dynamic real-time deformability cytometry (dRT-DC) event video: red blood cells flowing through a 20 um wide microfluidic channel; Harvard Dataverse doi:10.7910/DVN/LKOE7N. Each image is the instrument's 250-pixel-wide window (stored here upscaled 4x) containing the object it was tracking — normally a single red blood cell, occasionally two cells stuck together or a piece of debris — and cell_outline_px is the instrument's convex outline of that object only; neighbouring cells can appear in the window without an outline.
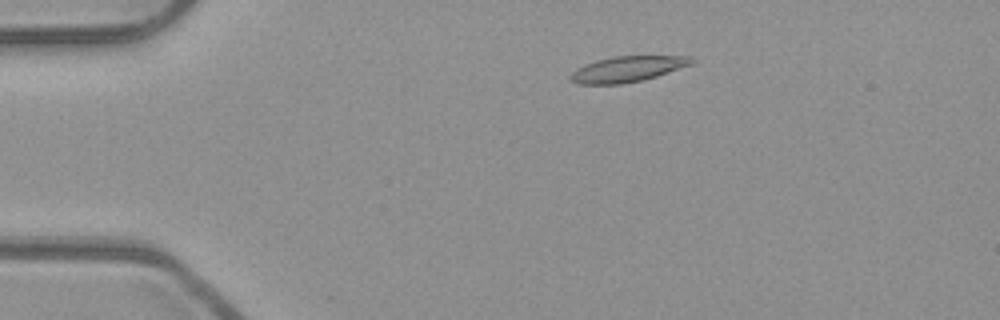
{"species": "common noctule bat (a hibernating species)", "species_latin": "Nyctalus noctula", "temperature_condition": "room temperature", "stored_images_in_passage": 50, "camera_frame_rate_fps": 3000, "um_per_image_px": 0.085, "animal": {"sex": "male", "body_mass_g": 23.1, "forearm_length_mm": 52.7}, "frame": {"image": 1, "passage_image": 8, "time_ms": 2.333, "image_size_px": [1000, 320], "cell_outline_px": [[696, 60], [692, 64], [656, 76], [640, 80], [620, 84], [580, 84], [568, 80], [568, 76], [576, 68], [584, 64], [596, 60], [612, 56], [692, 56]], "centroid_in_image_um": [53.29, 5.86], "position_along_channel_um": 31.7, "area_um2": 18.15}}
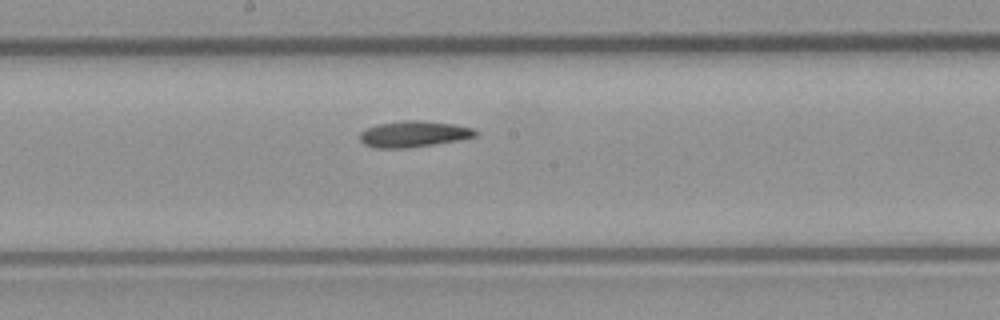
{"frame": {"image": 2, "passage_image": 26, "time_ms": 8.333, "image_size_px": [1000, 320], "cell_outline_px": [[480, 132], [476, 136], [460, 140], [404, 148], [376, 148], [364, 144], [360, 140], [360, 132], [376, 124], [400, 120], [420, 120], [452, 124], [476, 128]], "centroid_in_image_um": [35.19, 11.38], "position_along_channel_um": 213.0, "area_um2": 17.69}}
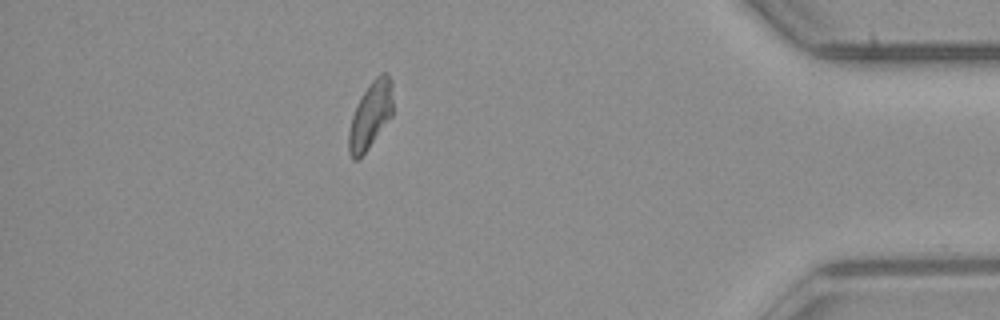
{"frame": {"image": 3, "passage_image": 44, "time_ms": 14.333, "image_size_px": [1000, 320], "cell_outline_px": [[392, 116], [368, 148], [356, 160], [352, 160], [348, 152], [348, 132], [352, 116], [356, 104], [368, 84], [380, 72], [388, 72], [392, 80]], "centroid_in_image_um": [31.49, 9.75], "position_along_channel_um": 403.7, "area_um2": 17.34}, "authors_computed_cell_mechanics": {"area_um2": 17.5134, "velocity_mm_per_s": 3.9338, "shape_relaxation_time_tau1_ms": null, "shape_relaxation_time_tau2_ms": 11.0068, "deformation_change_tau1": null, "deformation_change_tau2": 0.188}}